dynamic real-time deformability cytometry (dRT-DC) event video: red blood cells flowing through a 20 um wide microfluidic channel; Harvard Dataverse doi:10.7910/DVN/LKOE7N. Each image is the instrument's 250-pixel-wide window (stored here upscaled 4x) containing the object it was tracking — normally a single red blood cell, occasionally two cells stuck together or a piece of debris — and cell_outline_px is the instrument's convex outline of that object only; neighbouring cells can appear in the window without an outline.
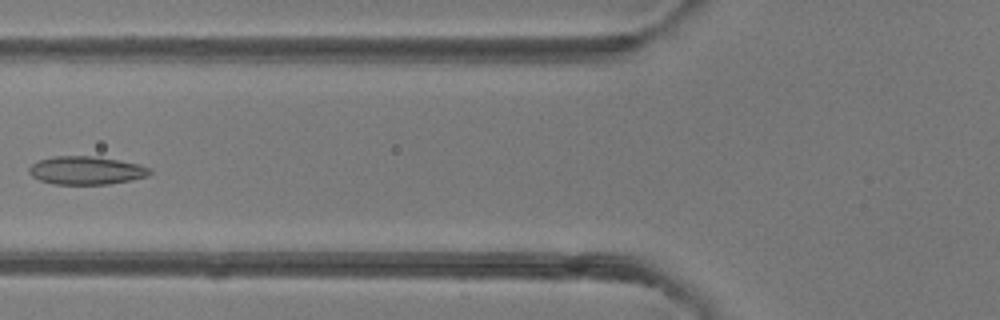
{"species": "common noctule bat (a hibernating species)", "species_latin": "Nyctalus noctula", "temperature_condition": "room temperature", "stored_images_in_passage": 7, "camera_frame_rate_fps": 3000, "um_per_image_px": 0.085, "animal": {"sex": "female"}, "frame": {"image": 1, "passage_image": 6, "time_ms": 6.0, "image_size_px": [1000, 320], "cell_outline_px": [[152, 172], [148, 176], [132, 180], [108, 184], [52, 184], [40, 180], [32, 176], [28, 172], [28, 168], [32, 164], [40, 160], [52, 156], [96, 156], [120, 160], [140, 164], [152, 168]], "centroid_in_image_um": [7.36, 14.48], "position_along_channel_um": 118.4, "area_um2": 20.06}}
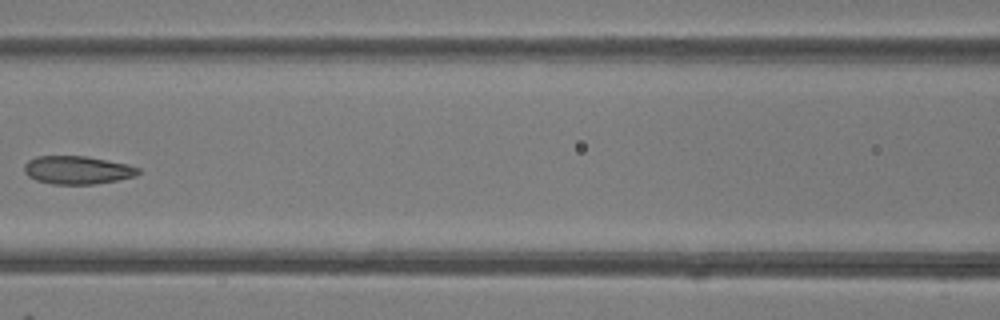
{"frame": {"image": 2, "passage_image": 7, "time_ms": 7.0, "image_size_px": [1000, 320], "cell_outline_px": [[140, 172], [136, 176], [116, 180], [92, 184], [52, 184], [36, 180], [28, 176], [24, 172], [24, 164], [28, 160], [36, 156], [84, 156], [128, 164], [140, 168]], "centroid_in_image_um": [6.56, 14.45], "position_along_channel_um": 160.0, "area_um2": 18.67}}